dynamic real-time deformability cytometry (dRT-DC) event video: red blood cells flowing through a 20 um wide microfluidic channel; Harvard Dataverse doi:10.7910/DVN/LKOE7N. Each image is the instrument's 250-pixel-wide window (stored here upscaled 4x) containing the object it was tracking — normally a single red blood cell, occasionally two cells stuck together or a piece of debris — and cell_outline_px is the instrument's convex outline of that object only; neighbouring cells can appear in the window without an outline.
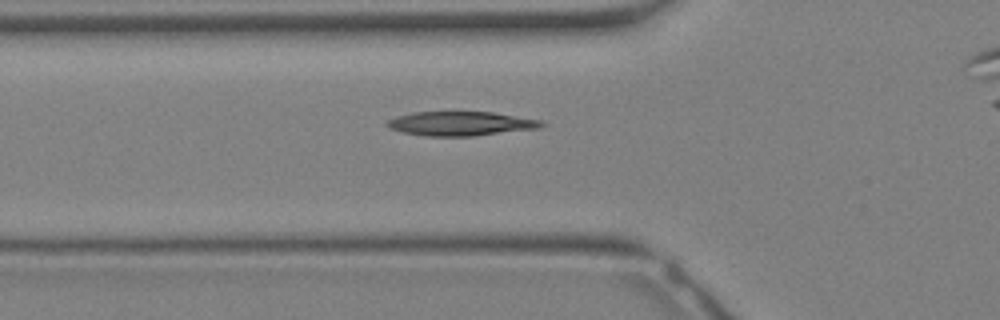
{"species": "Egyptian fruit bat (a non-hibernating species)", "species_latin": "Rousettus aegyptiacus", "temperature_condition": "warm", "stored_images_in_passage": 21, "camera_frame_rate_fps": 3000, "um_per_image_px": 0.085, "animal": {"sex": "female"}, "frame": {"image": 1, "passage_image": 3, "time_ms": 0.667, "image_size_px": [1000, 320], "cell_outline_px": [[544, 124], [536, 128], [472, 136], [424, 136], [400, 132], [388, 128], [384, 124], [388, 120], [396, 116], [412, 112], [492, 112], [540, 120]], "centroid_in_image_um": [39.04, 10.5], "position_along_channel_um": 86.8, "area_um2": 21.62}}
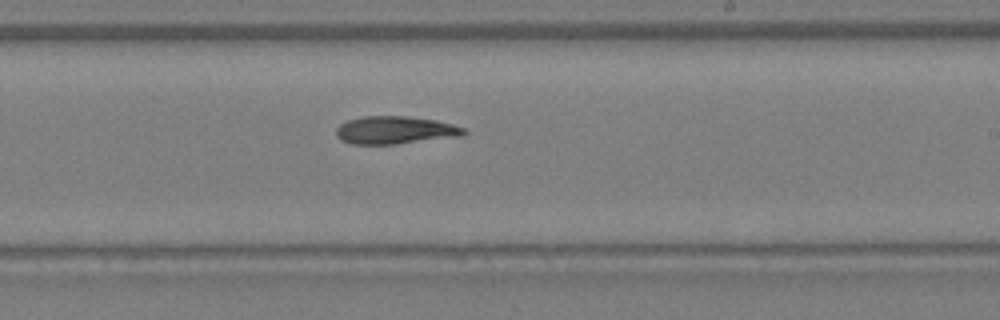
{"frame": {"image": 2, "passage_image": 11, "time_ms": 3.333, "image_size_px": [1000, 320], "cell_outline_px": [[468, 132], [464, 136], [396, 144], [352, 144], [340, 140], [336, 136], [336, 128], [340, 124], [348, 120], [360, 116], [404, 116], [436, 120], [452, 124], [464, 128]], "centroid_in_image_um": [33.59, 11.06], "position_along_channel_um": 255.4, "area_um2": 20.87}}
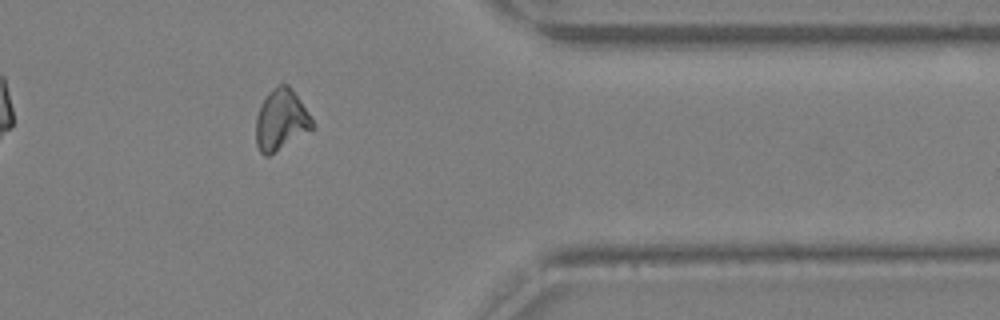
{"frame": {"image": 3, "passage_image": 18, "time_ms": 5.667, "image_size_px": [1000, 320], "cell_outline_px": [[312, 128], [268, 156], [264, 156], [260, 152], [256, 144], [256, 116], [260, 104], [268, 92], [276, 84], [288, 84], [292, 88], [300, 100], [312, 120]], "centroid_in_image_um": [23.83, 10.16], "position_along_channel_um": 387.6, "area_um2": 19.71}}